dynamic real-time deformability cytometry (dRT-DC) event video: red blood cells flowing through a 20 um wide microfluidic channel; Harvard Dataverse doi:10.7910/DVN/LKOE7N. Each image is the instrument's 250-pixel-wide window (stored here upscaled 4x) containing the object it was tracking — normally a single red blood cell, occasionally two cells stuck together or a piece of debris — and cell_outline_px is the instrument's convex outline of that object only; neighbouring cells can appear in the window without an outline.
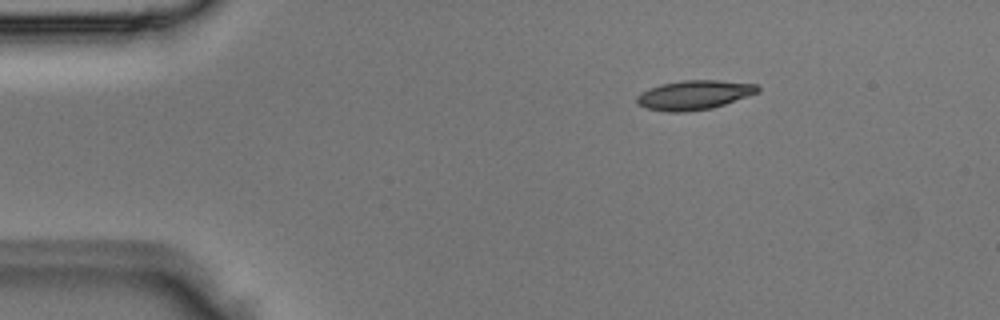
{"species": "Egyptian fruit bat (a non-hibernating species)", "species_latin": "Rousettus aegyptiacus", "temperature_condition": "room temperature", "stored_images_in_passage": 3, "camera_frame_rate_fps": 3000, "um_per_image_px": 0.085, "animal": {"sex": "male"}, "frame": {"image": 1, "passage_image": 1, "time_ms": 0.0, "image_size_px": [1000, 320], "cell_outline_px": [[760, 92], [712, 108], [684, 112], [668, 112], [644, 108], [636, 100], [636, 96], [640, 92], [660, 84], [684, 80], [720, 80], [756, 84], [760, 88]], "centroid_in_image_um": [59.0, 8.07], "position_along_channel_um": 26.0, "area_um2": 20.69}}
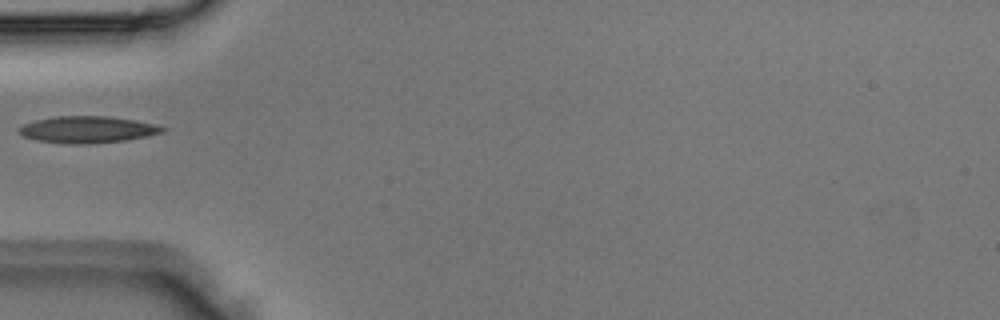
{"frame": {"image": 2, "passage_image": 3, "time_ms": 0.667, "image_size_px": [1000, 320], "cell_outline_px": [[168, 128], [164, 132], [148, 136], [124, 140], [88, 144], [68, 144], [36, 140], [24, 136], [16, 128], [24, 124], [36, 120], [52, 116], [108, 116], [136, 120], [156, 124]], "centroid_in_image_um": [7.46, 11.0], "position_along_channel_um": 77.5, "area_um2": 22.48}}